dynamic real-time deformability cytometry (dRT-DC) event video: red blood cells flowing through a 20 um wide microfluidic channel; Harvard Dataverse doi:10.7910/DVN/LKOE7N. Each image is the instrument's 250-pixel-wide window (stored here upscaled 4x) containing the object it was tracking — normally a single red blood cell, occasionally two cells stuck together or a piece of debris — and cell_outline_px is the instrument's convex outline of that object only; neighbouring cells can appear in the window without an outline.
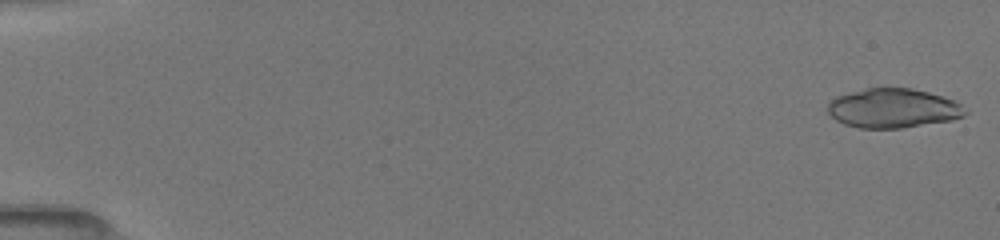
{"species": "common noctule bat (a hibernating species)", "species_latin": "Nyctalus noctula", "temperature_condition": "room temperature", "stored_images_in_passage": 12, "camera_frame_rate_fps": 3000, "um_per_image_px": 0.085, "animal": {"sex": "female", "body_mass_g": 19.5, "forearm_length_mm": 54.1}, "frame": {"image": 1, "passage_image": 1, "time_ms": 0.0, "image_size_px": [1000, 240], "cell_outline_px": [[968, 112], [964, 116], [952, 120], [900, 128], [860, 128], [844, 124], [836, 120], [828, 112], [828, 100], [836, 96], [868, 88], [912, 88], [928, 92], [956, 100]], "centroid_in_image_um": [75.92, 9.2], "position_along_channel_um": 9.1, "area_um2": 31.5}}